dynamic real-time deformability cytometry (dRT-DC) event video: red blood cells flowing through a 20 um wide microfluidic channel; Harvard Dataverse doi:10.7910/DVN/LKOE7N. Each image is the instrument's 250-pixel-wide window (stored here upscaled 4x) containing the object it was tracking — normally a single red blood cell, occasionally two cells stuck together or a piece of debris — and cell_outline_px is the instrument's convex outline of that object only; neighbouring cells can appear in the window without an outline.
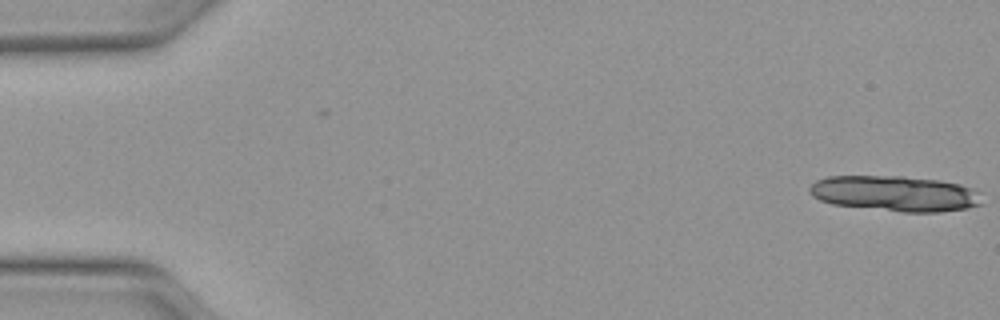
{"species": "Egyptian fruit bat (a non-hibernating species)", "species_latin": "Rousettus aegyptiacus", "temperature_condition": "warm", "stored_images_in_passage": 14, "camera_frame_rate_fps": 3000, "um_per_image_px": 0.085, "animal": {"sex": "female"}, "frame": {"image": 1, "passage_image": 1, "time_ms": 0.0, "image_size_px": [1000, 320], "cell_outline_px": [[984, 204], [968, 208], [940, 212], [904, 212], [832, 204], [820, 200], [812, 196], [808, 192], [808, 188], [816, 180], [828, 176], [904, 176], [940, 180], [960, 184], [972, 188], [976, 192]], "centroid_in_image_um": [76.07, 16.45], "position_along_channel_um": 8.9, "area_um2": 35.84}}